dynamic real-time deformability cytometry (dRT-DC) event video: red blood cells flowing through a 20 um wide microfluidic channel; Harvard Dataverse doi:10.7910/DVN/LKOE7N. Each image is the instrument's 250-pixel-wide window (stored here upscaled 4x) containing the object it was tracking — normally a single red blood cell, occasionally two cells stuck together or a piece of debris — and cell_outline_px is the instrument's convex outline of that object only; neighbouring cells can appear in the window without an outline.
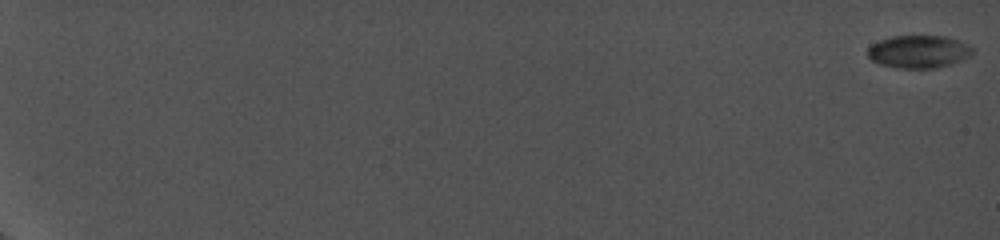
{"species": "common noctule bat (a hibernating species)", "species_latin": "Nyctalus noctula", "temperature_condition": "cold", "stored_images_in_passage": 17, "camera_frame_rate_fps": 5000, "um_per_image_px": 0.085, "animal": {"sex": "female", "body_mass_g": 19.0, "forearm_length_mm": 56.7}, "frame": {"image": 1, "passage_image": 1, "time_ms": 0.0, "image_size_px": [1000, 240], "cell_outline_px": [[976, 52], [972, 56], [936, 68], [896, 68], [880, 64], [872, 60], [868, 56], [868, 48], [872, 44], [880, 40], [892, 36], [944, 36], [968, 44], [976, 48]], "centroid_in_image_um": [78.12, 4.39], "position_along_channel_um": 6.9, "area_um2": 20.06}}
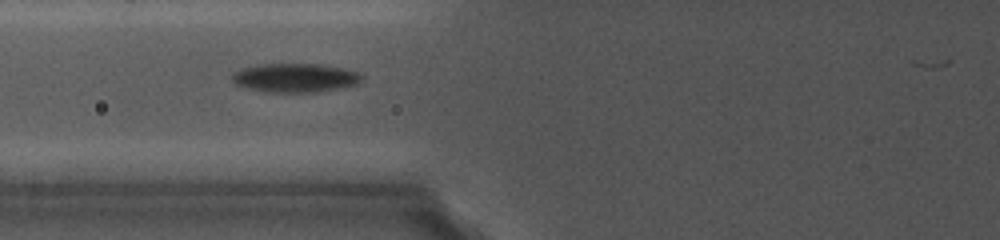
{"frame": {"image": 2, "passage_image": 10, "time_ms": 9.6, "image_size_px": [1000, 240], "cell_outline_px": [[364, 80], [356, 84], [340, 88], [316, 92], [264, 92], [244, 88], [236, 84], [232, 80], [232, 72], [240, 68], [260, 64], [324, 64], [344, 68], [360, 72], [364, 76]], "centroid_in_image_um": [25.09, 6.61], "position_along_channel_um": 100.7, "area_um2": 22.25}}
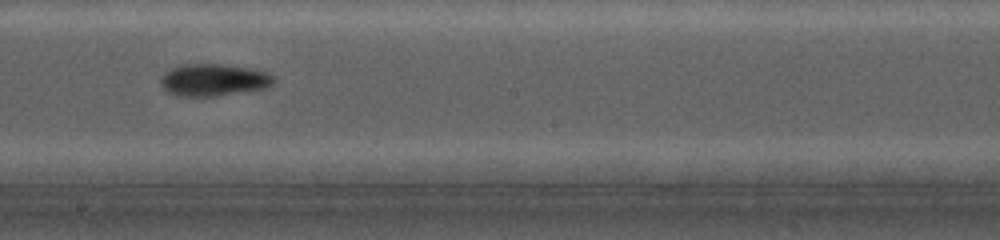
{"frame": {"image": 3, "passage_image": 15, "time_ms": 13.0, "image_size_px": [1000, 240], "cell_outline_px": [[276, 80], [268, 88], [212, 96], [176, 96], [168, 92], [160, 84], [160, 76], [164, 72], [180, 64], [220, 64], [248, 68], [264, 72], [276, 76]], "centroid_in_image_um": [18.13, 6.79], "position_along_channel_um": 230.1, "area_um2": 21.21}}